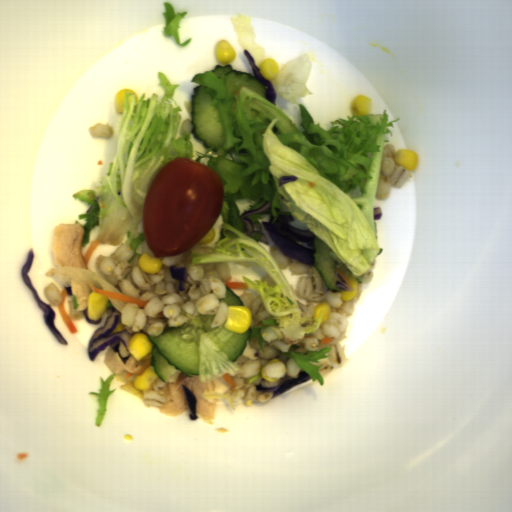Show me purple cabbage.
<instances>
[{"mask_svg":"<svg viewBox=\"0 0 512 512\" xmlns=\"http://www.w3.org/2000/svg\"><path fill=\"white\" fill-rule=\"evenodd\" d=\"M298 178L299 177L294 176V175L281 176L278 179V186L280 187L281 185H283L287 182H295L296 180H298Z\"/></svg>","mask_w":512,"mask_h":512,"instance_id":"4d1481cc","label":"purple cabbage"},{"mask_svg":"<svg viewBox=\"0 0 512 512\" xmlns=\"http://www.w3.org/2000/svg\"><path fill=\"white\" fill-rule=\"evenodd\" d=\"M87 310H88V308H86L85 310H83V314H84V316H85V320H86L88 323H90V324H99V323H101V321H102V319H103L102 317H101L100 319H98V320H90V319H89V317H88V315H87Z\"/></svg>","mask_w":512,"mask_h":512,"instance_id":"7bc51332","label":"purple cabbage"},{"mask_svg":"<svg viewBox=\"0 0 512 512\" xmlns=\"http://www.w3.org/2000/svg\"><path fill=\"white\" fill-rule=\"evenodd\" d=\"M274 216L270 212L269 220L262 222L263 227L273 244L286 256L314 267L316 251L304 247L297 242L315 247L314 240L317 237L310 230L297 229L289 222H295L291 215H279L273 222Z\"/></svg>","mask_w":512,"mask_h":512,"instance_id":"c1f60e8f","label":"purple cabbage"},{"mask_svg":"<svg viewBox=\"0 0 512 512\" xmlns=\"http://www.w3.org/2000/svg\"><path fill=\"white\" fill-rule=\"evenodd\" d=\"M311 376L308 374L304 369L299 370L298 378H289L285 381H281L278 383L274 388H264L261 384L260 385H254L257 392H263V393H273V398H278L285 392L296 388L298 386H301L305 384L306 382L310 381Z\"/></svg>","mask_w":512,"mask_h":512,"instance_id":"39781b68","label":"purple cabbage"},{"mask_svg":"<svg viewBox=\"0 0 512 512\" xmlns=\"http://www.w3.org/2000/svg\"><path fill=\"white\" fill-rule=\"evenodd\" d=\"M181 386L184 391L186 402L189 406V411H190V413L188 414L189 419H191L192 421L197 420L199 418L196 413V404H197L198 399L195 396V394L187 386H184L182 384H181Z\"/></svg>","mask_w":512,"mask_h":512,"instance_id":"9cd0cae8","label":"purple cabbage"},{"mask_svg":"<svg viewBox=\"0 0 512 512\" xmlns=\"http://www.w3.org/2000/svg\"><path fill=\"white\" fill-rule=\"evenodd\" d=\"M172 279L179 282L178 291H185L186 283H188V268H177L175 265L169 268Z\"/></svg>","mask_w":512,"mask_h":512,"instance_id":"06f8d472","label":"purple cabbage"},{"mask_svg":"<svg viewBox=\"0 0 512 512\" xmlns=\"http://www.w3.org/2000/svg\"><path fill=\"white\" fill-rule=\"evenodd\" d=\"M334 272H335V274H336L337 278L339 279V281H338V280H335V283H334V286H335L338 290H340V291H342V292H344V291H354V290L350 287V285L348 284V282L344 279V277H343L339 272H337V271H335V270H334Z\"/></svg>","mask_w":512,"mask_h":512,"instance_id":"38c2f254","label":"purple cabbage"},{"mask_svg":"<svg viewBox=\"0 0 512 512\" xmlns=\"http://www.w3.org/2000/svg\"><path fill=\"white\" fill-rule=\"evenodd\" d=\"M260 241H262L263 243H265V244H266V245H268V246H269V244H270V242H269V240H268V238H267L266 234H264V233H262V232H261V238H260Z\"/></svg>","mask_w":512,"mask_h":512,"instance_id":"ad9c8063","label":"purple cabbage"},{"mask_svg":"<svg viewBox=\"0 0 512 512\" xmlns=\"http://www.w3.org/2000/svg\"><path fill=\"white\" fill-rule=\"evenodd\" d=\"M242 52L252 70L253 76L264 85L265 94H266L265 100H268L275 105L278 93H277V90H276L274 84L270 80H267L264 77L259 66L256 65L252 54L249 51H247L246 49L243 50Z\"/></svg>","mask_w":512,"mask_h":512,"instance_id":"9ea6ddef","label":"purple cabbage"},{"mask_svg":"<svg viewBox=\"0 0 512 512\" xmlns=\"http://www.w3.org/2000/svg\"><path fill=\"white\" fill-rule=\"evenodd\" d=\"M34 256H35V252H34L33 248L31 247L26 254V259L21 268L20 274H21L22 278L24 279L25 283L28 285V287L33 292L39 306L42 308L44 322H45L46 326L48 327L50 332L53 334V336L55 337V339L57 340L58 343L62 344L63 346H67L68 342L63 337V335L60 333L59 329L57 328V326L55 324V316H56L55 311L51 308L50 305L45 304L40 299L37 290L33 286L32 282L28 276L31 266L33 264Z\"/></svg>","mask_w":512,"mask_h":512,"instance_id":"f65ffa83","label":"purple cabbage"},{"mask_svg":"<svg viewBox=\"0 0 512 512\" xmlns=\"http://www.w3.org/2000/svg\"><path fill=\"white\" fill-rule=\"evenodd\" d=\"M270 204L271 202L269 201H266L262 206H260L259 208L257 209H254V210H245L241 215H240V220L241 222H243L247 228V230L245 232H243L244 234H246L247 236L251 237V238H254L255 236L258 235L259 231H256L255 229V225H254V222L252 221L251 217L252 215H256V214H260L261 212H263L264 210H266L267 208L270 207Z\"/></svg>","mask_w":512,"mask_h":512,"instance_id":"8b30caba","label":"purple cabbage"},{"mask_svg":"<svg viewBox=\"0 0 512 512\" xmlns=\"http://www.w3.org/2000/svg\"><path fill=\"white\" fill-rule=\"evenodd\" d=\"M120 322V314L115 309L112 316H107L106 322L103 328H98L95 330L89 340L88 344V358L90 361H95L99 353L104 350L107 346L111 347L120 357V359L126 364L130 356L123 358L120 355L119 343L122 341L126 350L128 349V345L131 337L133 336L128 330L125 328L117 333L112 335L111 332L118 326Z\"/></svg>","mask_w":512,"mask_h":512,"instance_id":"ea28d5fd","label":"purple cabbage"},{"mask_svg":"<svg viewBox=\"0 0 512 512\" xmlns=\"http://www.w3.org/2000/svg\"><path fill=\"white\" fill-rule=\"evenodd\" d=\"M383 217V211L382 208L379 207H373V219L374 221H381Z\"/></svg>","mask_w":512,"mask_h":512,"instance_id":"45c4457a","label":"purple cabbage"}]
</instances>
